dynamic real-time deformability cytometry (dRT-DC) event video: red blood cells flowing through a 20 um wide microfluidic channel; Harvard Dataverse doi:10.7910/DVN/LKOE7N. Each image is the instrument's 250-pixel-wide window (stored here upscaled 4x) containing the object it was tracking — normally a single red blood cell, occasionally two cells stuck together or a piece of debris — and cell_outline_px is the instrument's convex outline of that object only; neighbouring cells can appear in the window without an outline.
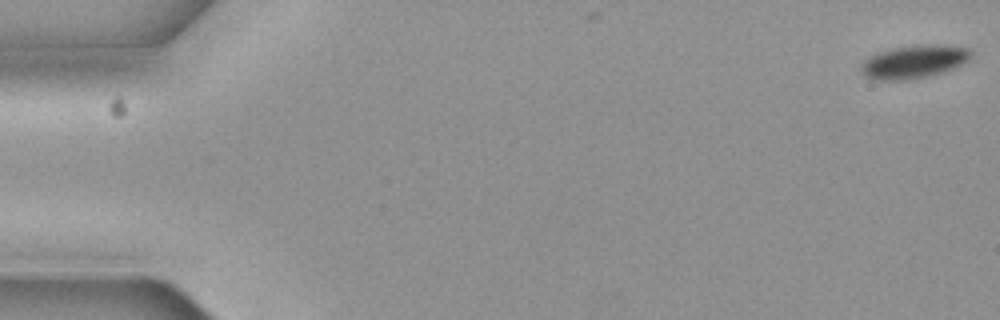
{"species": "common noctule bat (a hibernating species)", "species_latin": "Nyctalus noctula", "temperature_condition": "cold", "stored_images_in_passage": 5, "camera_frame_rate_fps": 3000, "um_per_image_px": 0.085, "animal": {"sex": "female", "body_mass_g": 19.3, "forearm_length_mm": 54.1}, "frame": {"image": 1, "passage_image": 1, "time_ms": 0.0, "image_size_px": [1000, 320], "cell_outline_px": [[972, 52], [968, 60], [956, 68], [944, 72], [928, 76], [908, 80], [872, 80], [864, 76], [860, 72], [860, 64], [864, 60], [876, 52], [892, 48], [920, 44], [936, 44], [968, 48]], "centroid_in_image_um": [77.64, 5.25], "position_along_channel_um": 7.4, "area_um2": 21.62}}
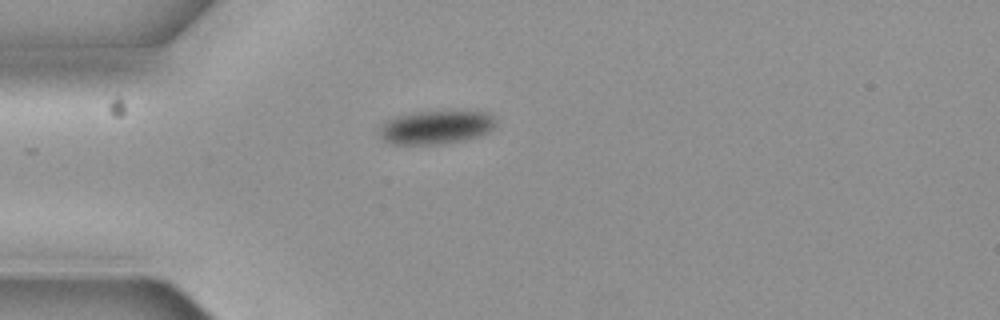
{"frame": {"image": 2, "passage_image": 5, "time_ms": 1.333, "image_size_px": [1000, 320], "cell_outline_px": [[496, 124], [488, 132], [464, 140], [436, 144], [392, 144], [384, 140], [380, 136], [380, 124], [384, 120], [396, 116], [412, 112], [448, 108], [476, 108], [492, 112], [496, 116]], "centroid_in_image_um": [37.15, 10.72], "position_along_channel_um": 47.8, "area_um2": 24.28}}